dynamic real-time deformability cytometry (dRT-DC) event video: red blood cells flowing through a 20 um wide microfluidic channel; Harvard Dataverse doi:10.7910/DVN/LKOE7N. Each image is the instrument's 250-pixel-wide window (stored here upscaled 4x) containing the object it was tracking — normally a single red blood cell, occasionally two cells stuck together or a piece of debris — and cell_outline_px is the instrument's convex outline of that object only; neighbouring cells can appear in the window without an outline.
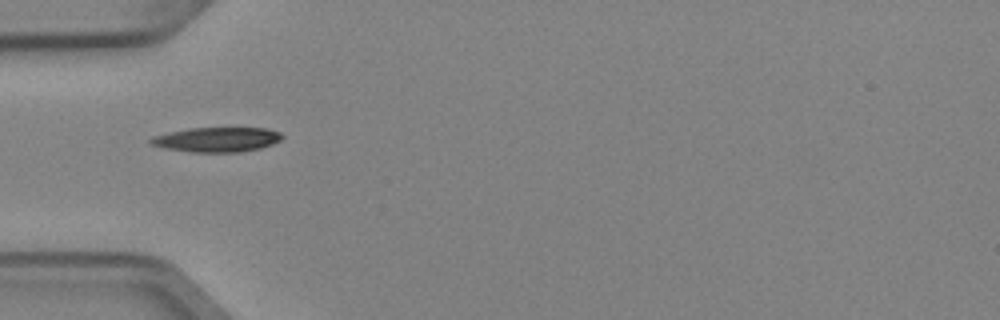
{"species": "Egyptian fruit bat (a non-hibernating species)", "species_latin": "Rousettus aegyptiacus", "temperature_condition": "cold", "stored_images_in_passage": 6, "camera_frame_rate_fps": 3000, "um_per_image_px": 0.085, "animal": {"sex": "female"}, "frame": {"image": 1, "passage_image": 4, "time_ms": 1.0, "image_size_px": [1000, 320], "cell_outline_px": [[284, 136], [280, 140], [272, 144], [260, 148], [240, 152], [192, 152], [164, 148], [148, 144], [148, 140], [152, 136], [168, 132], [188, 128], [268, 128], [280, 132]], "centroid_in_image_um": [18.4, 11.86], "position_along_channel_um": 66.6, "area_um2": 19.07}}
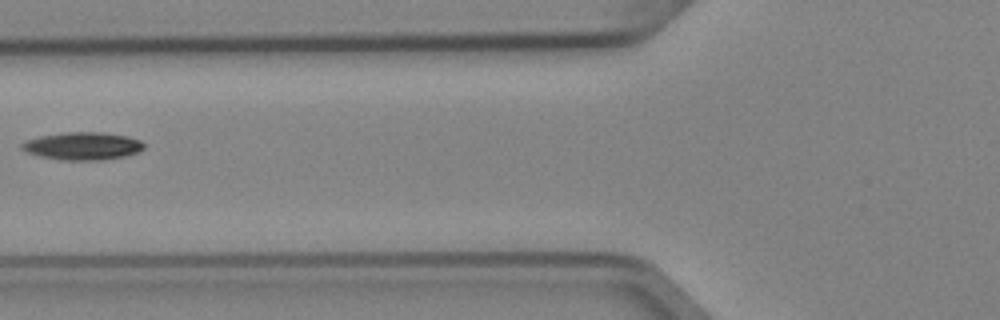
{"frame": {"image": 2, "passage_image": 5, "time_ms": 1.333, "image_size_px": [1000, 320], "cell_outline_px": [[144, 148], [140, 152], [124, 156], [104, 160], [60, 160], [40, 156], [28, 152], [20, 148], [20, 144], [24, 140], [40, 136], [64, 132], [104, 132], [128, 136], [140, 140], [144, 144]], "centroid_in_image_um": [7.02, 12.41], "position_along_channel_um": 118.8, "area_um2": 19.94}}
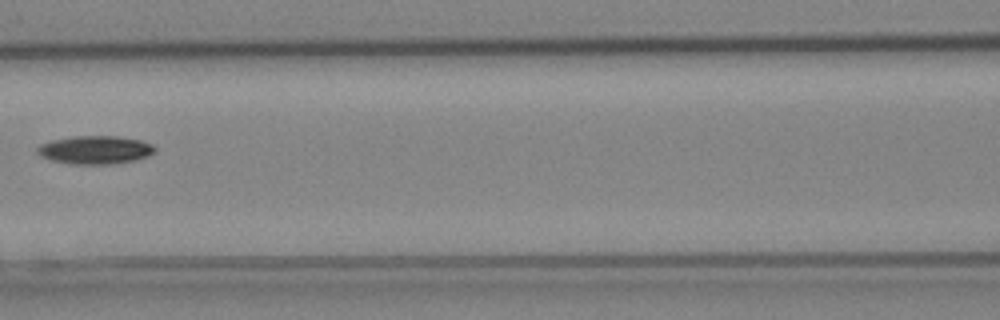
{"frame": {"image": 3, "passage_image": 6, "time_ms": 1.667, "image_size_px": [1000, 320], "cell_outline_px": [[156, 152], [148, 156], [136, 160], [108, 164], [68, 164], [52, 160], [40, 156], [36, 152], [36, 148], [40, 144], [52, 140], [72, 136], [116, 136], [140, 140], [152, 144], [156, 148]], "centroid_in_image_um": [8.08, 12.74], "position_along_channel_um": 158.5, "area_um2": 19.48}}